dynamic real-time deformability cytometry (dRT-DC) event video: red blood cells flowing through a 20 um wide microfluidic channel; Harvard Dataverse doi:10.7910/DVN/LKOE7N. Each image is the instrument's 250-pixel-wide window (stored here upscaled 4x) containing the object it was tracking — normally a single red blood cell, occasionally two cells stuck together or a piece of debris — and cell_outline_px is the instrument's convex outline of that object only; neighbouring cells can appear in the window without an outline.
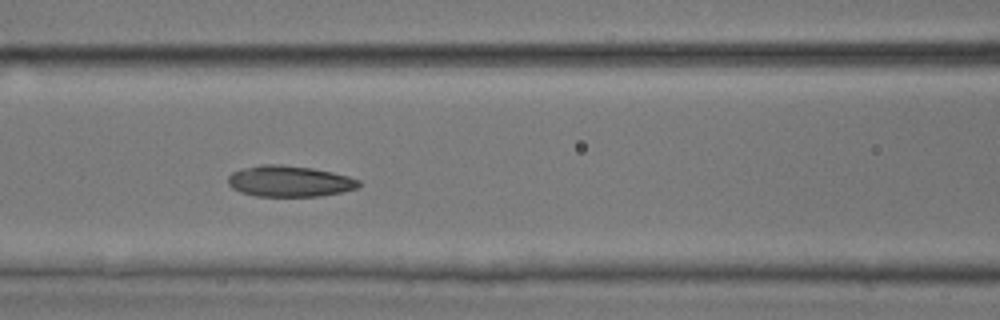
{"species": "common noctule bat (a hibernating species)", "species_latin": "Nyctalus noctula", "temperature_condition": "room temperature", "stored_images_in_passage": 28, "camera_frame_rate_fps": 3000, "um_per_image_px": 0.085, "animal": {"sex": "male", "body_mass_g": 17.9, "forearm_length_mm": 54.2}, "frame": {"image": 1, "passage_image": 20, "time_ms": 6.333, "image_size_px": [1000, 320], "cell_outline_px": [[360, 184], [356, 188], [340, 192], [320, 196], [256, 196], [240, 192], [232, 188], [228, 184], [228, 176], [232, 172], [240, 168], [260, 164], [280, 164], [312, 168], [332, 172], [348, 176], [360, 180]], "centroid_in_image_um": [24.56, 15.39], "position_along_channel_um": 142.0, "area_um2": 23.76}}
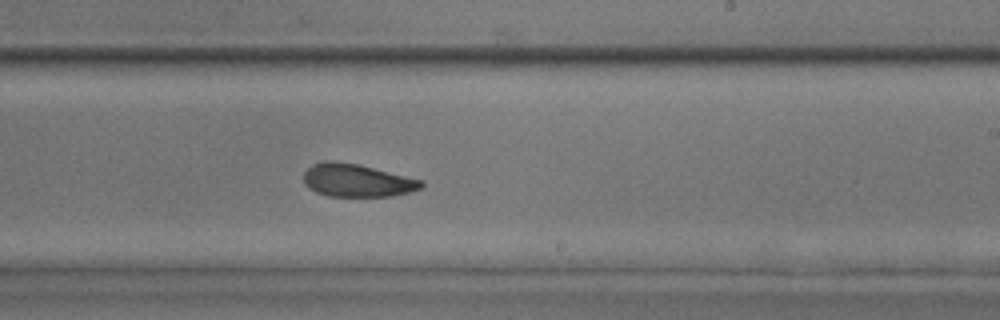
{"frame": {"image": 2, "passage_image": 28, "time_ms": 9.0, "image_size_px": [1000, 320], "cell_outline_px": [[424, 188], [392, 196], [328, 196], [316, 192], [308, 188], [304, 184], [304, 172], [312, 164], [324, 160], [332, 160], [356, 164], [424, 180]], "centroid_in_image_um": [30.34, 15.34], "position_along_channel_um": 258.7, "area_um2": 22.6}}